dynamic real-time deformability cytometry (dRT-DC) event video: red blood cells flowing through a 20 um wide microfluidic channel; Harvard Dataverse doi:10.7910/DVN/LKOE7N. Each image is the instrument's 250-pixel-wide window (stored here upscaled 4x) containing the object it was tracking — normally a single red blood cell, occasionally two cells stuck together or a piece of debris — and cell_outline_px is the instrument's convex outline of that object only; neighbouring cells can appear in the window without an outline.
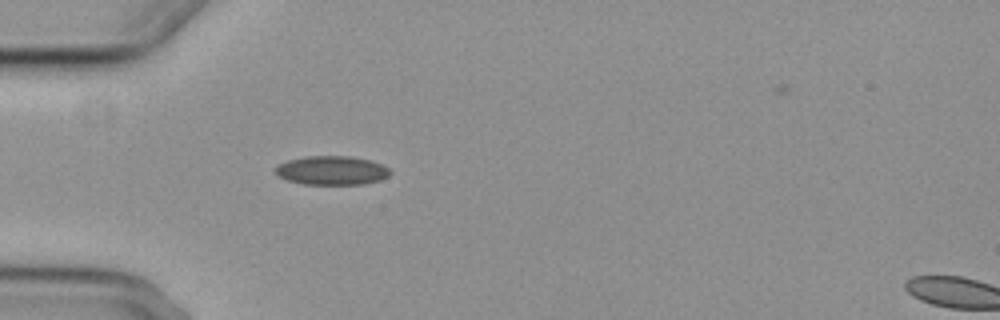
{"species": "common noctule bat (a hibernating species)", "species_latin": "Nyctalus noctula", "temperature_condition": "cold", "stored_images_in_passage": 5, "segment_of_instrument_passage": [1, 2], "camera_frame_rate_fps": 3000, "um_per_image_px": 0.085, "animal": {"sex": "female", "body_mass_g": 29.2, "forearm_length_mm": 56.3}, "frame": {"image": 1, "passage_image": 4, "time_ms": 3.333, "image_size_px": [1000, 320], "cell_outline_px": [[392, 172], [388, 176], [380, 180], [364, 184], [304, 184], [288, 180], [280, 176], [276, 172], [276, 168], [280, 164], [288, 160], [304, 156], [352, 156], [372, 160], [388, 168]], "centroid_in_image_um": [28.25, 14.48], "position_along_channel_um": 56.8, "area_um2": 19.25}}